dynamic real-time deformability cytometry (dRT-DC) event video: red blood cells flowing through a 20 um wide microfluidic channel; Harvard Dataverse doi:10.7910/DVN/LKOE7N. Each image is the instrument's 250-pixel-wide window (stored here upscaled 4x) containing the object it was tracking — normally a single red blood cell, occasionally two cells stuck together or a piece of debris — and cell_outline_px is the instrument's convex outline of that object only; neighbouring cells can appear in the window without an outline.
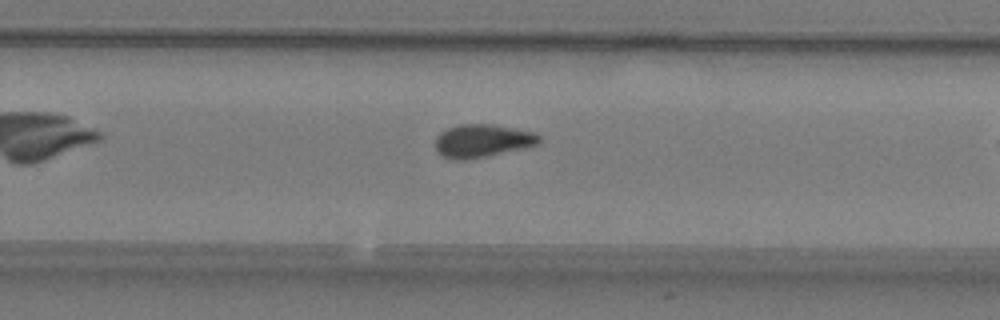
{"species": "common noctule bat (a hibernating species)", "species_latin": "Nyctalus noctula", "temperature_condition": "warm", "stored_images_in_passage": 28, "camera_frame_rate_fps": 3000, "um_per_image_px": 0.085, "animal": {"sex": "male", "body_mass_g": 19.2, "forearm_length_mm": 51.8}, "frame": {"image": 1, "passage_image": 20, "time_ms": 6.333, "image_size_px": [1000, 320], "cell_outline_px": [[540, 144], [524, 148], [488, 156], [464, 160], [452, 160], [440, 156], [436, 148], [436, 136], [440, 132], [448, 128], [460, 124], [488, 124], [536, 132], [540, 136]], "centroid_in_image_um": [40.99, 11.98], "position_along_channel_um": 288.8, "area_um2": 20.11}}